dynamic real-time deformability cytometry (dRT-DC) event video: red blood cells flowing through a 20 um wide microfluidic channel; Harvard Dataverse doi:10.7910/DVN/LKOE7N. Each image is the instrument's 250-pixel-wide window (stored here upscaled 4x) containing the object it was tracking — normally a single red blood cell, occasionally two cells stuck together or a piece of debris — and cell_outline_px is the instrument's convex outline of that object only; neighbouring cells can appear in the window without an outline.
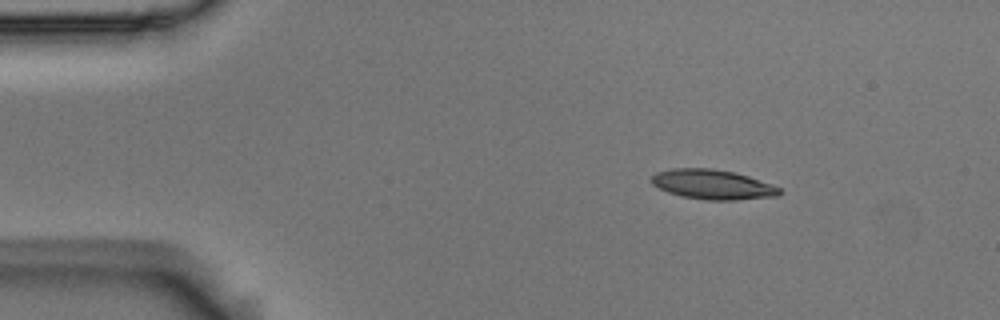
{"species": "Egyptian fruit bat (a non-hibernating species)", "species_latin": "Rousettus aegyptiacus", "temperature_condition": "room temperature", "stored_images_in_passage": 48, "camera_frame_rate_fps": 3000, "um_per_image_px": 0.085, "animal": {"sex": "male"}, "frame": {"image": 1, "passage_image": 1, "time_ms": 0.0, "image_size_px": [1000, 320], "cell_outline_px": [[784, 192], [780, 196], [736, 200], [708, 200], [680, 196], [668, 192], [652, 184], [652, 176], [656, 172], [672, 168], [712, 168], [736, 172], [772, 184], [780, 188]], "centroid_in_image_um": [60.62, 15.68], "position_along_channel_um": 24.4, "area_um2": 22.37}}
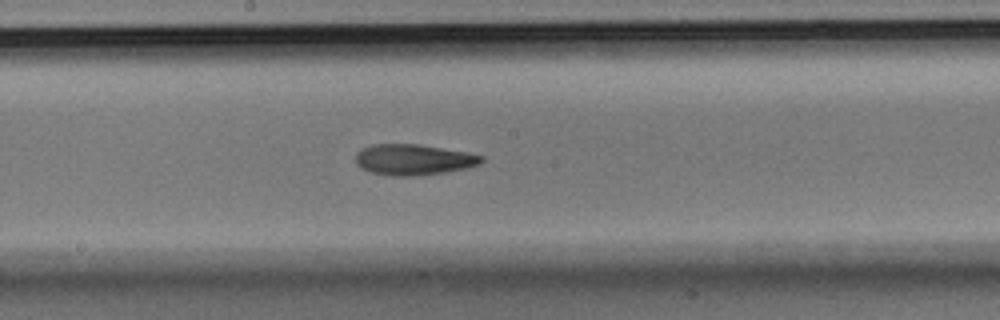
{"frame": {"image": 2, "passage_image": 22, "time_ms": 7.0, "image_size_px": [1000, 320], "cell_outline_px": [[484, 160], [480, 164], [468, 168], [420, 176], [392, 176], [372, 172], [360, 168], [356, 164], [356, 152], [372, 144], [420, 144], [464, 152], [484, 156]], "centroid_in_image_um": [35.15, 13.57], "position_along_channel_um": 213.1, "area_um2": 22.66}}
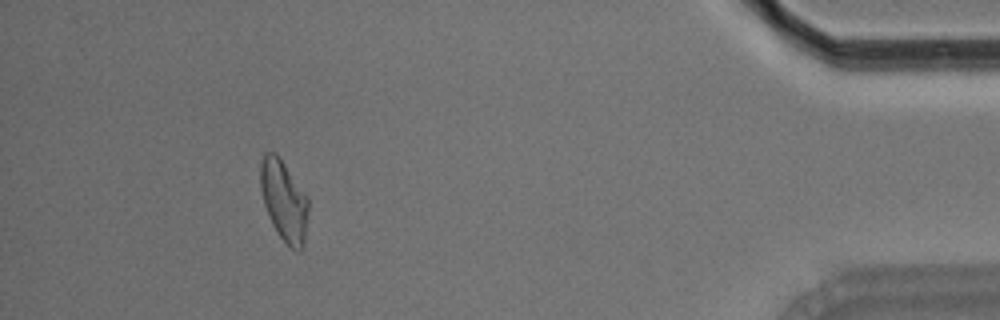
{"frame": {"image": 3, "passage_image": 43, "time_ms": 14.0, "image_size_px": [1000, 320], "cell_outline_px": [[308, 212], [304, 244], [300, 252], [296, 252], [288, 248], [276, 232], [272, 224], [264, 204], [260, 188], [260, 160], [264, 152], [276, 152], [280, 156], [308, 196]], "centroid_in_image_um": [24.14, 17.06], "position_along_channel_um": 411.1, "area_um2": 23.18}, "authors_computed_cell_mechanics": {"area_um2": 22.3975, "velocity_mm_per_s": 3.668, "shape_relaxation_time_tau1_ms": null, "shape_relaxation_time_tau2_ms": 5.5491, "deformation_change_tau1": null, "deformation_change_tau2": 0.1418}}